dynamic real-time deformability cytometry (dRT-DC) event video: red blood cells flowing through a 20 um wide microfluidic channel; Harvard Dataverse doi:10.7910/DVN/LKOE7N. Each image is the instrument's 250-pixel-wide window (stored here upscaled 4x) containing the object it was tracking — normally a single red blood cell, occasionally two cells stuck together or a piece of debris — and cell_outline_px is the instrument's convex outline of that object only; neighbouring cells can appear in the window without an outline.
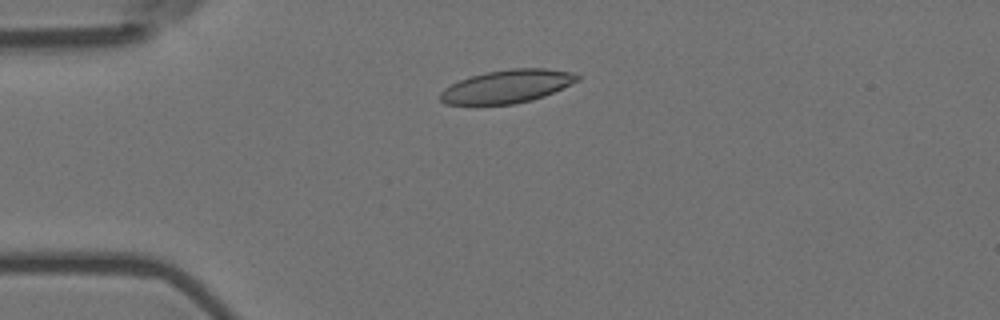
{"species": "Egyptian fruit bat (a non-hibernating species)", "species_latin": "Rousettus aegyptiacus", "temperature_condition": "room temperature", "stored_images_in_passage": 34, "camera_frame_rate_fps": 3000, "um_per_image_px": 0.085, "animal": {"sex": "female"}, "frame": {"image": 1, "passage_image": 2, "time_ms": 0.333, "image_size_px": [1000, 320], "cell_outline_px": [[580, 80], [544, 96], [532, 100], [512, 104], [472, 108], [444, 104], [440, 100], [440, 92], [444, 88], [460, 80], [472, 76], [488, 72], [512, 68], [544, 68], [572, 72], [580, 76]], "centroid_in_image_um": [43.02, 7.4], "position_along_channel_um": 42.0, "area_um2": 27.22}}
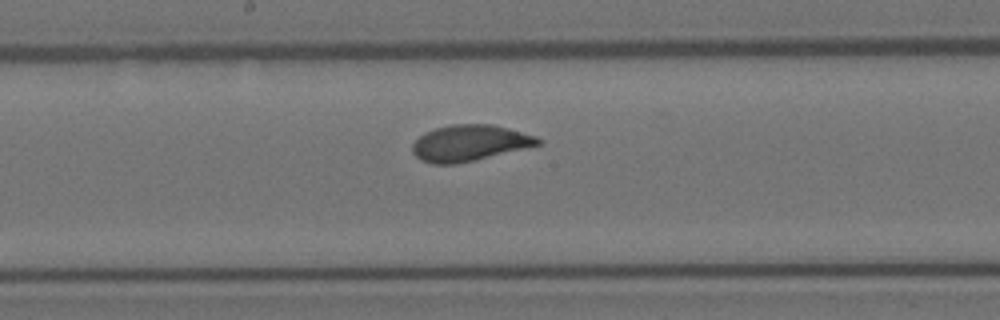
{"frame": {"image": 2, "passage_image": 18, "time_ms": 5.667, "image_size_px": [1000, 320], "cell_outline_px": [[544, 140], [540, 144], [456, 164], [432, 164], [420, 160], [412, 152], [412, 144], [424, 132], [436, 128], [452, 124], [492, 124], [536, 136]], "centroid_in_image_um": [39.87, 12.15], "position_along_channel_um": 208.3, "area_um2": 26.13}}
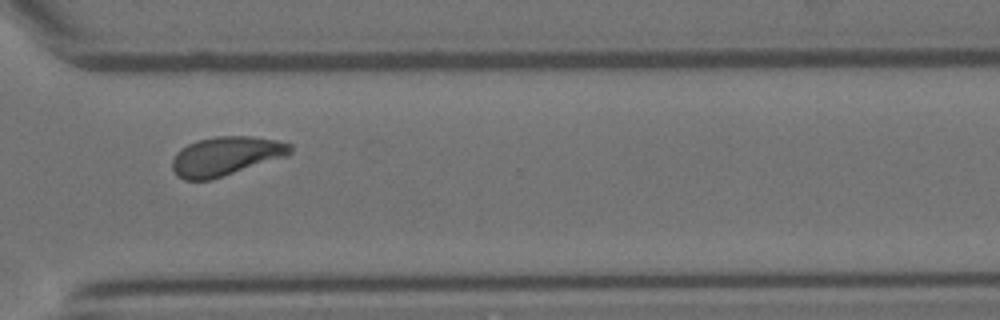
{"frame": {"image": 3, "passage_image": 30, "time_ms": 9.667, "image_size_px": [1000, 320], "cell_outline_px": [[292, 152], [288, 156], [212, 180], [184, 180], [176, 176], [172, 168], [172, 160], [176, 152], [180, 148], [196, 140], [216, 136], [252, 136], [276, 140], [292, 144]], "centroid_in_image_um": [19.19, 13.27], "position_along_channel_um": 351.4, "area_um2": 27.22}, "authors_computed_cell_mechanics": {"area_um2": 26.3568, "velocity_mm_per_s": 3.5912, "shape_relaxation_time_tau1_ms": 3.4492, "shape_relaxation_time_tau2_ms": 0.9431, "deformation_change_tau1": 0.1357, "deformation_change_tau2": 0.0421}}